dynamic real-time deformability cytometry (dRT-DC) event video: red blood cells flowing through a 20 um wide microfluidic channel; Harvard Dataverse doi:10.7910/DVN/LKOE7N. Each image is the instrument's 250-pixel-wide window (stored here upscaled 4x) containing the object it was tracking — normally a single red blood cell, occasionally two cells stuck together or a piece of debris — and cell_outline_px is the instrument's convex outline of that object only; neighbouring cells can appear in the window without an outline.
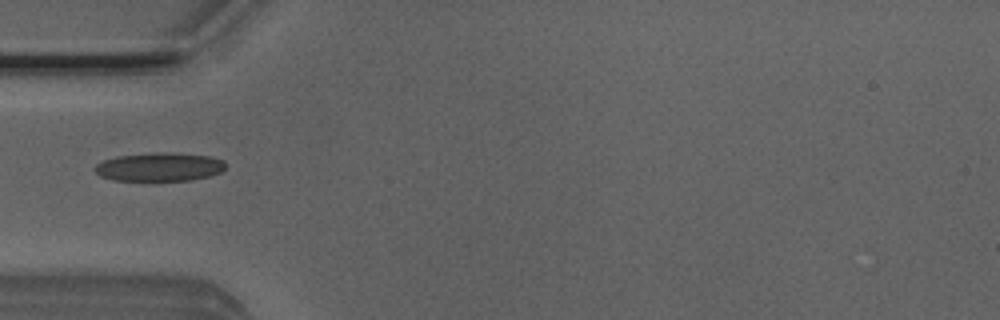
{"species": "Egyptian fruit bat (a non-hibernating species)", "species_latin": "Rousettus aegyptiacus", "temperature_condition": "room temperature", "stored_images_in_passage": 1, "camera_frame_rate_fps": 3000, "um_per_image_px": 0.085, "animal": {"sex": "male"}, "frame": {"image": 1, "passage_image": 1, "time_ms": 0.0, "image_size_px": [1000, 320], "cell_outline_px": [[224, 168], [220, 172], [208, 176], [192, 180], [156, 184], [152, 184], [112, 180], [100, 176], [92, 168], [96, 164], [104, 160], [120, 156], [156, 152], [172, 152], [212, 156], [224, 160]], "centroid_in_image_um": [13.52, 14.24], "position_along_channel_um": 71.5, "area_um2": 22.95}}